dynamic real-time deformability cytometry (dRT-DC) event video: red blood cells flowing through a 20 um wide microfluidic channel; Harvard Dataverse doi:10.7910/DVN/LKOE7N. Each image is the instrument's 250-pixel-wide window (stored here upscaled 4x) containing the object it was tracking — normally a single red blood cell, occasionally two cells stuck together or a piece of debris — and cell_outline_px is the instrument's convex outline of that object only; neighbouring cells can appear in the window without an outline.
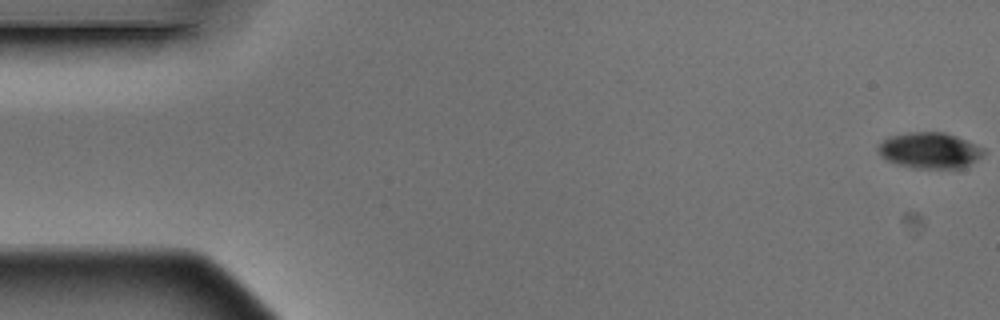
{"species": "Egyptian fruit bat (a non-hibernating species)", "species_latin": "Rousettus aegyptiacus", "temperature_condition": "warm", "stored_images_in_passage": 6, "camera_frame_rate_fps": 3000, "um_per_image_px": 0.085, "animal": {"sex": "male"}, "frame": {"image": 1, "passage_image": 1, "time_ms": 0.0, "image_size_px": [1000, 320], "cell_outline_px": [[984, 152], [976, 160], [964, 168], [912, 168], [896, 164], [880, 156], [876, 148], [888, 136], [908, 132], [944, 132], [956, 136], [984, 148]], "centroid_in_image_um": [78.99, 12.78], "position_along_channel_um": 6.0, "area_um2": 22.08}}
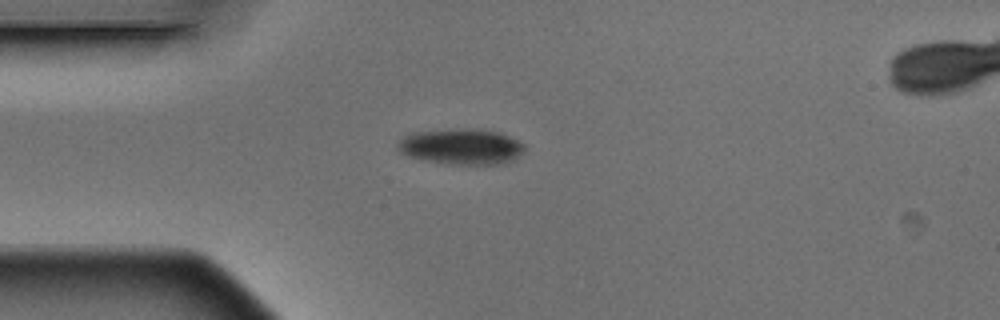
{"frame": {"image": 2, "passage_image": 5, "time_ms": 1.333, "image_size_px": [1000, 320], "cell_outline_px": [[524, 152], [512, 160], [500, 164], [448, 164], [420, 160], [408, 156], [400, 152], [396, 148], [396, 144], [404, 136], [412, 132], [464, 128], [484, 128], [500, 132], [524, 144]], "centroid_in_image_um": [39.18, 12.45], "position_along_channel_um": 45.8, "area_um2": 26.76}}